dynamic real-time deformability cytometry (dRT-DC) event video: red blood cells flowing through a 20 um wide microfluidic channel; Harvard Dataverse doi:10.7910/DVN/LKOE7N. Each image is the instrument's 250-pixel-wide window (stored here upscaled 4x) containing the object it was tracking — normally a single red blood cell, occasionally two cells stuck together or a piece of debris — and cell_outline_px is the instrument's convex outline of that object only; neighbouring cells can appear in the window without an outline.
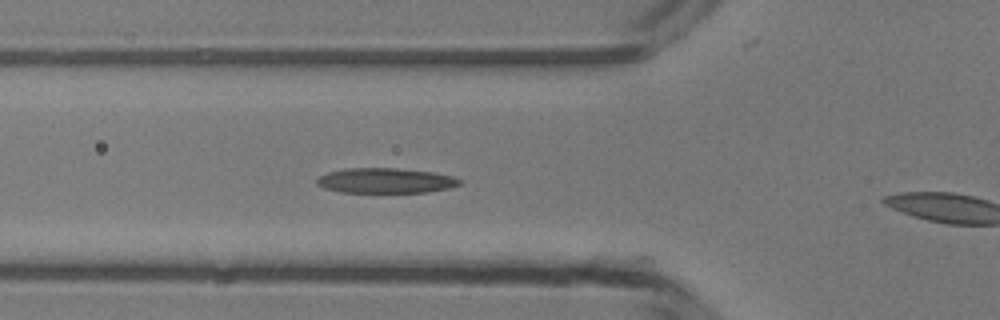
{"species": "common noctule bat (a hibernating species)", "species_latin": "Nyctalus noctula", "temperature_condition": "room temperature", "stored_images_in_passage": 4, "camera_frame_rate_fps": 3000, "um_per_image_px": 0.085, "animal": {"sex": "male", "body_mass_g": 13.3}, "frame": {"image": 1, "passage_image": 3, "time_ms": 0.667, "image_size_px": [1000, 320], "cell_outline_px": [[464, 180], [460, 184], [448, 188], [428, 192], [340, 192], [324, 188], [316, 184], [316, 180], [320, 176], [328, 172], [344, 168], [396, 168], [432, 172], [452, 176]], "centroid_in_image_um": [32.76, 15.35], "position_along_channel_um": 93.0, "area_um2": 20.87}}